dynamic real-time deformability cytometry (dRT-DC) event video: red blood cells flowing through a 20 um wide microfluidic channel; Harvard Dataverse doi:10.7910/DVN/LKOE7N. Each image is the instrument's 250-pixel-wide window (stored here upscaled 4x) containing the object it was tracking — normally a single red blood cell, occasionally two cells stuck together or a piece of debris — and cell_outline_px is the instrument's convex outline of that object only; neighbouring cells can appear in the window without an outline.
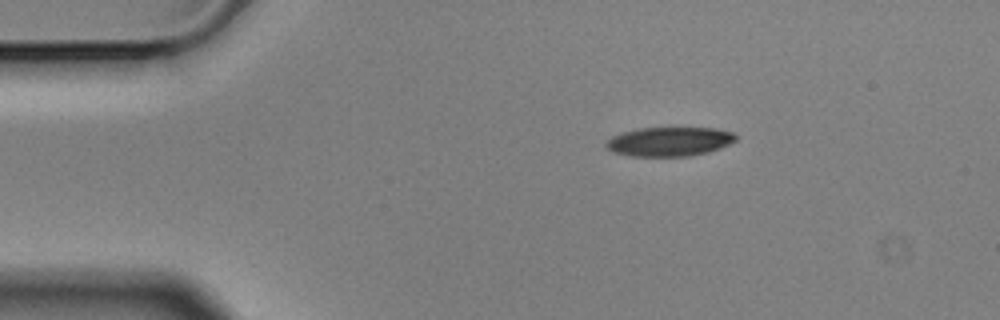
{"species": "Egyptian fruit bat (a non-hibernating species)", "species_latin": "Rousettus aegyptiacus", "temperature_condition": "cold", "stored_images_in_passage": 4, "camera_frame_rate_fps": 3000, "um_per_image_px": 0.085, "animal": {"sex": "male"}, "frame": {"image": 1, "passage_image": 1, "time_ms": 0.0, "image_size_px": [1000, 320], "cell_outline_px": [[736, 140], [720, 148], [708, 152], [688, 156], [628, 156], [612, 152], [604, 144], [612, 136], [624, 132], [640, 128], [716, 128], [732, 132], [736, 136]], "centroid_in_image_um": [56.88, 12.04], "position_along_channel_um": 28.1, "area_um2": 21.96}}
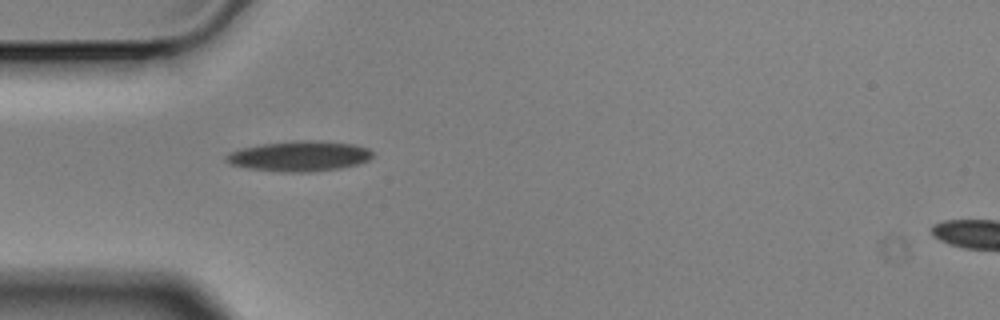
{"frame": {"image": 2, "passage_image": 3, "time_ms": 0.667, "image_size_px": [1000, 320], "cell_outline_px": [[372, 156], [368, 160], [356, 164], [340, 168], [308, 172], [284, 172], [248, 168], [228, 164], [224, 160], [224, 156], [228, 152], [240, 148], [260, 144], [292, 140], [308, 140], [352, 144], [368, 148], [372, 152]], "centroid_in_image_um": [25.36, 13.27], "position_along_channel_um": 59.6, "area_um2": 25.89}}
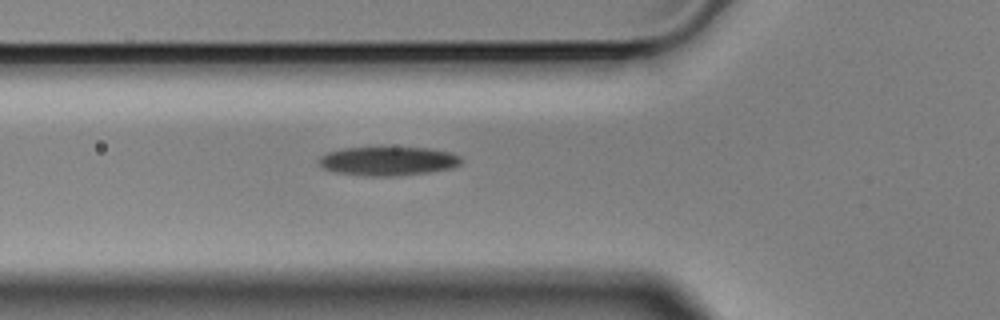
{"frame": {"image": 3, "passage_image": 4, "time_ms": 1.0, "image_size_px": [1000, 320], "cell_outline_px": [[464, 160], [460, 164], [452, 168], [432, 172], [396, 176], [364, 176], [332, 172], [316, 164], [320, 156], [328, 152], [344, 148], [428, 148], [452, 152], [460, 156]], "centroid_in_image_um": [32.99, 13.7], "position_along_channel_um": 92.8, "area_um2": 24.28}}